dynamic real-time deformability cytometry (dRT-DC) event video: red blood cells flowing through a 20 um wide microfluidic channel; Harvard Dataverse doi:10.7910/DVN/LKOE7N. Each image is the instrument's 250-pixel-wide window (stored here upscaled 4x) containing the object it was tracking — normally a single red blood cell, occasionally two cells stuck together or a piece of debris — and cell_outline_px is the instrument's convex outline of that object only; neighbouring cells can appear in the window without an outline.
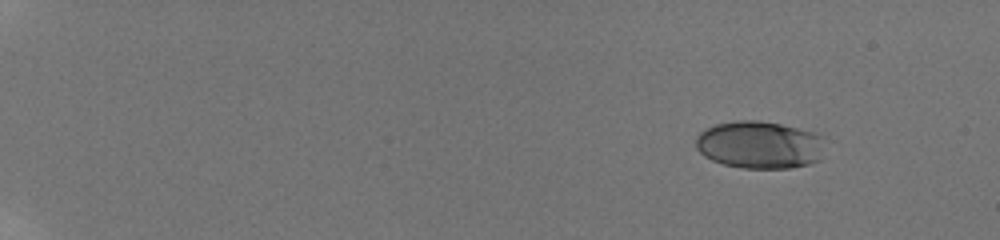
{"species": "human", "species_latin": "Homo sapiens", "temperature_condition": "room temperature", "stored_images_in_passage": 9, "camera_frame_rate_fps": 3000, "um_per_image_px": 0.085, "donor": {"sex": "male"}, "frame": {"image": 1, "passage_image": 1, "time_ms": 0.0, "image_size_px": [1000, 240], "cell_outline_px": [[824, 136], [820, 160], [808, 164], [792, 168], [744, 168], [724, 164], [712, 160], [704, 156], [696, 148], [696, 136], [700, 132], [716, 124], [736, 120], [760, 120], [780, 124], [816, 132]], "centroid_in_image_um": [64.58, 12.3], "position_along_channel_um": 20.4, "area_um2": 35.95}}
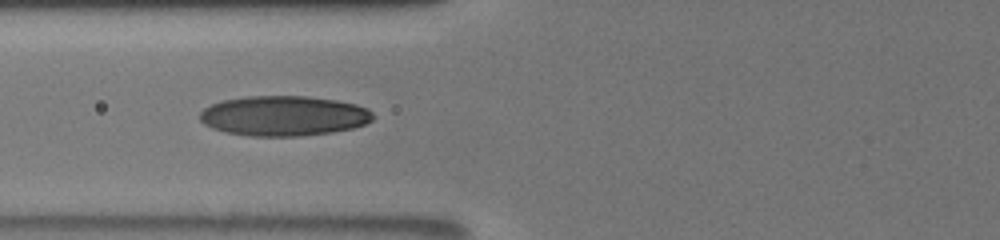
{"frame": {"image": 2, "passage_image": 7, "time_ms": 6.667, "image_size_px": [1000, 240], "cell_outline_px": [[372, 120], [364, 124], [352, 128], [332, 132], [300, 136], [248, 136], [224, 132], [212, 128], [204, 124], [200, 120], [200, 112], [204, 108], [212, 104], [224, 100], [248, 96], [308, 96], [336, 100], [356, 104], [368, 108], [372, 112]], "centroid_in_image_um": [24.11, 9.85], "position_along_channel_um": 101.7, "area_um2": 40.46}}
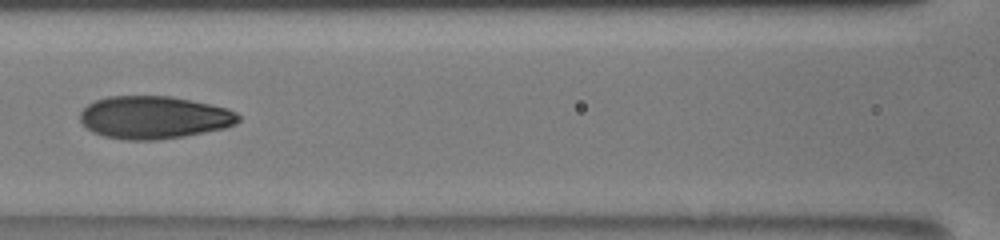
{"frame": {"image": 3, "passage_image": 8, "time_ms": 8.0, "image_size_px": [1000, 240], "cell_outline_px": [[240, 120], [236, 124], [224, 128], [184, 136], [156, 140], [124, 140], [104, 136], [92, 132], [80, 120], [80, 112], [88, 104], [96, 100], [108, 96], [172, 96], [228, 108], [236, 112], [240, 116]], "centroid_in_image_um": [13.09, 9.98], "position_along_channel_um": 153.5, "area_um2": 39.42}}